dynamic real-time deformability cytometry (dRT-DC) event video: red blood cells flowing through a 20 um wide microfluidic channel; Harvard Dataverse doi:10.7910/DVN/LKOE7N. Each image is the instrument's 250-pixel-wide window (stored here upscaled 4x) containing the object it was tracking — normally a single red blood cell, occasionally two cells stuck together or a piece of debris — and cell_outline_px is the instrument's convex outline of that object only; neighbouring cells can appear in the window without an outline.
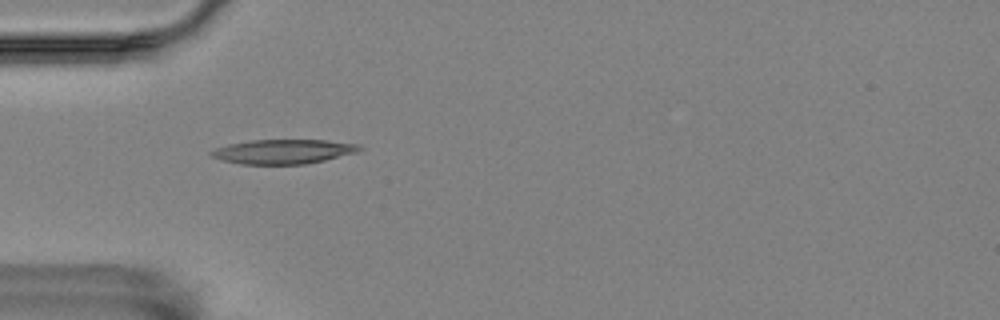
{"species": "Egyptian fruit bat (a non-hibernating species)", "species_latin": "Rousettus aegyptiacus", "temperature_condition": "room temperature", "stored_images_in_passage": 56, "camera_frame_rate_fps": 3000, "um_per_image_px": 0.085, "animal": {"sex": "female"}, "frame": {"image": 1, "passage_image": 17, "time_ms": 5.333, "image_size_px": [1000, 320], "cell_outline_px": [[364, 148], [356, 152], [324, 160], [304, 164], [240, 164], [220, 160], [212, 156], [208, 152], [216, 148], [228, 144], [252, 140], [328, 140], [360, 144]], "centroid_in_image_um": [24.07, 12.88], "position_along_channel_um": 60.9, "area_um2": 21.1}}
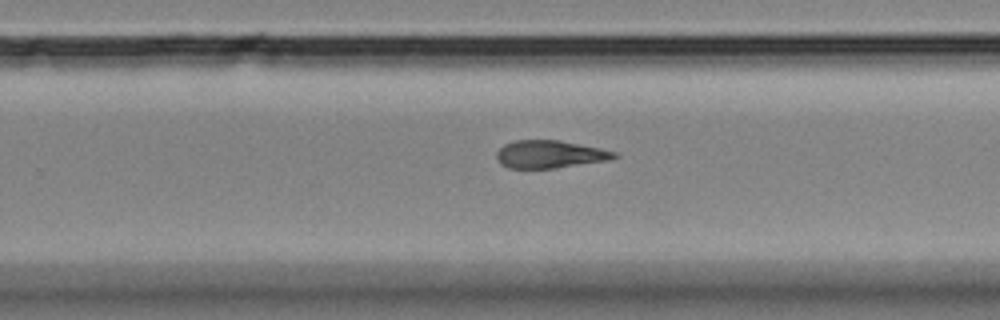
{"frame": {"image": 2, "passage_image": 36, "time_ms": 11.667, "image_size_px": [1000, 320], "cell_outline_px": [[620, 156], [612, 160], [556, 168], [508, 168], [500, 164], [496, 160], [496, 152], [504, 144], [516, 140], [560, 140], [600, 148], [616, 152]], "centroid_in_image_um": [46.75, 13.12], "position_along_channel_um": 283.1, "area_um2": 19.25}}
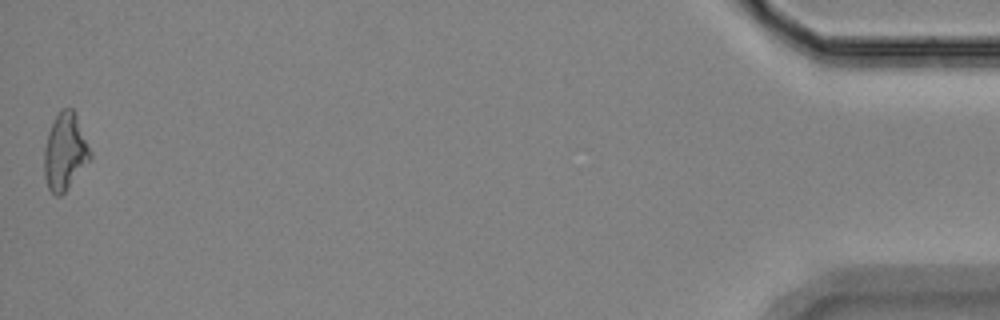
{"frame": {"image": 3, "passage_image": 56, "time_ms": 18.333, "image_size_px": [1000, 320], "cell_outline_px": [[92, 156], [68, 188], [60, 196], [56, 196], [48, 188], [44, 176], [44, 148], [48, 132], [60, 108], [72, 108], [76, 112], [92, 152]], "centroid_in_image_um": [5.53, 12.87], "position_along_channel_um": 429.7, "area_um2": 20.69}, "authors_computed_cell_mechanics": {"area_um2": 19.8832, "velocity_mm_per_s": 3.5403, "shape_relaxation_time_tau1_ms": null, "shape_relaxation_time_tau2_ms": 5.4139, "deformation_change_tau1": null, "deformation_change_tau2": 0.1587}}